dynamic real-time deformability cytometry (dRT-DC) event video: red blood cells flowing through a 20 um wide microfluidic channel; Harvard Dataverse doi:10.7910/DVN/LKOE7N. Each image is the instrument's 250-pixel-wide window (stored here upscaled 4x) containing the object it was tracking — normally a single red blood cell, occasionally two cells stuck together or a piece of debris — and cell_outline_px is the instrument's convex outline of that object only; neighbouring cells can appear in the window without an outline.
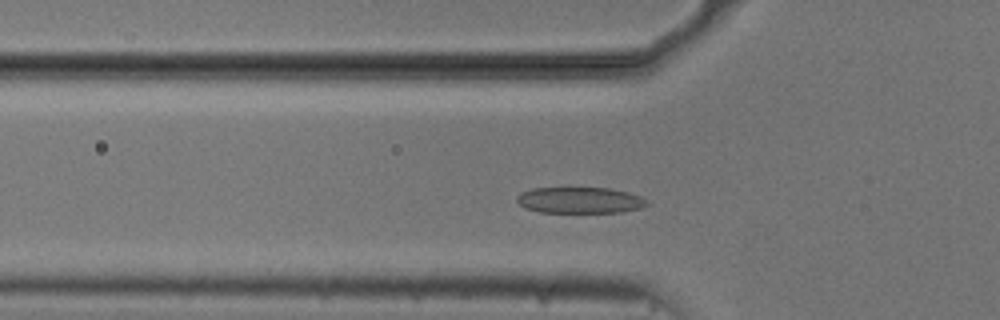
{"species": "common noctule bat (a hibernating species)", "species_latin": "Nyctalus noctula", "temperature_condition": "cold", "stored_images_in_passage": 48, "camera_frame_rate_fps": 3000, "um_per_image_px": 0.085, "animal": {"sex": "male", "body_mass_g": 20.5, "forearm_length_mm": 52.5}, "frame": {"image": 1, "passage_image": 12, "time_ms": 3.667, "image_size_px": [1000, 320], "cell_outline_px": [[648, 204], [640, 208], [620, 212], [540, 212], [524, 208], [516, 200], [516, 196], [520, 192], [532, 188], [612, 188], [628, 192], [640, 196], [648, 200]], "centroid_in_image_um": [49.27, 17.01], "position_along_channel_um": 76.5, "area_um2": 19.88}}
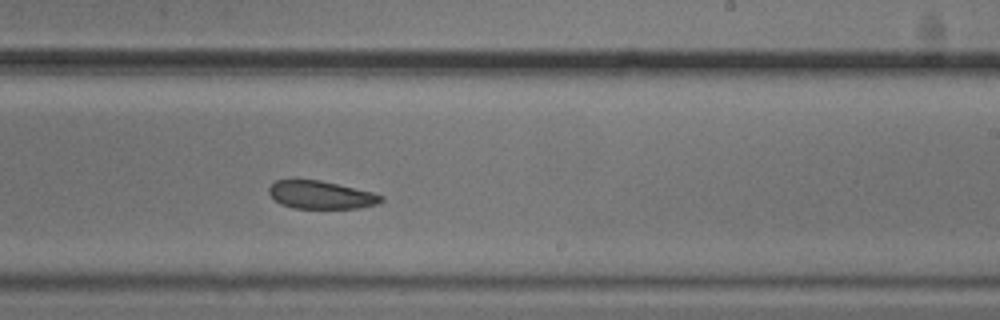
{"frame": {"image": 2, "passage_image": 27, "time_ms": 8.667, "image_size_px": [1000, 320], "cell_outline_px": [[384, 200], [376, 204], [360, 208], [292, 208], [280, 204], [268, 192], [268, 188], [276, 180], [320, 180], [372, 192], [384, 196]], "centroid_in_image_um": [27.28, 16.57], "position_along_channel_um": 261.7, "area_um2": 18.15}}
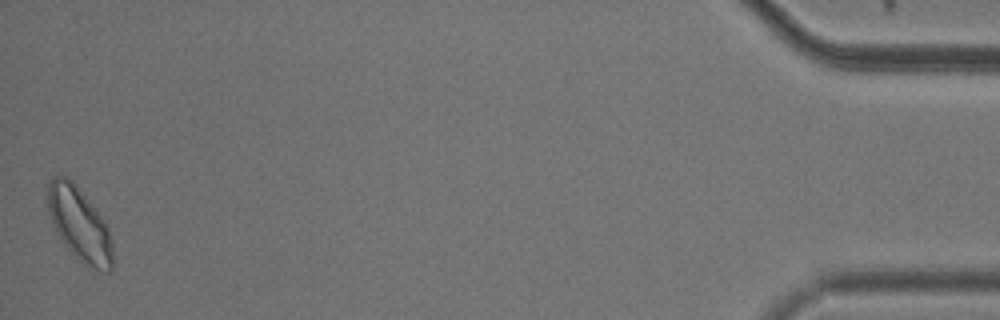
{"frame": {"image": 3, "passage_image": 48, "time_ms": 15.667, "image_size_px": [1000, 320], "cell_outline_px": [[112, 272], [104, 272], [84, 264], [60, 240], [56, 232], [48, 212], [48, 184], [52, 176], [64, 176], [72, 180], [76, 184], [96, 208], [104, 220], [108, 228], [112, 240]], "centroid_in_image_um": [6.76, 19.05], "position_along_channel_um": 428.4, "area_um2": 27.86}, "authors_computed_cell_mechanics": {"area_um2": 20.2011, "velocity_mm_per_s": 3.6976, "shape_relaxation_time_tau1_ms": 4.0808, "shape_relaxation_time_tau2_ms": 5.946, "deformation_change_tau1": 0.1033, "deformation_change_tau2": 0.114}}